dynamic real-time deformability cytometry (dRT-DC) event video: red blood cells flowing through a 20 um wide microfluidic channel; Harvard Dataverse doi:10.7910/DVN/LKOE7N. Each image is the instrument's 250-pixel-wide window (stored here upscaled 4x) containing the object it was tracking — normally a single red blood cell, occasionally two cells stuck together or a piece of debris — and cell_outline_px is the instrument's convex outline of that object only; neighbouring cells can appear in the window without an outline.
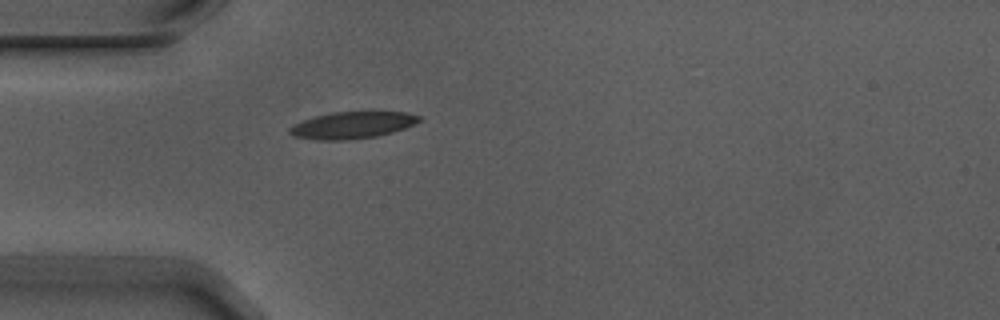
{"species": "Egyptian fruit bat (a non-hibernating species)", "species_latin": "Rousettus aegyptiacus", "temperature_condition": "warm", "stored_images_in_passage": 1, "camera_frame_rate_fps": 3000, "um_per_image_px": 0.085, "animal": {"sex": "male"}, "frame": {"image": 1, "passage_image": 1, "time_ms": 0.0, "image_size_px": [1000, 320], "cell_outline_px": [[420, 120], [404, 128], [392, 132], [376, 136], [344, 140], [324, 140], [296, 136], [288, 132], [288, 128], [304, 120], [316, 116], [332, 112], [408, 112], [420, 116]], "centroid_in_image_um": [29.96, 10.63], "position_along_channel_um": 55.0, "area_um2": 19.77}}